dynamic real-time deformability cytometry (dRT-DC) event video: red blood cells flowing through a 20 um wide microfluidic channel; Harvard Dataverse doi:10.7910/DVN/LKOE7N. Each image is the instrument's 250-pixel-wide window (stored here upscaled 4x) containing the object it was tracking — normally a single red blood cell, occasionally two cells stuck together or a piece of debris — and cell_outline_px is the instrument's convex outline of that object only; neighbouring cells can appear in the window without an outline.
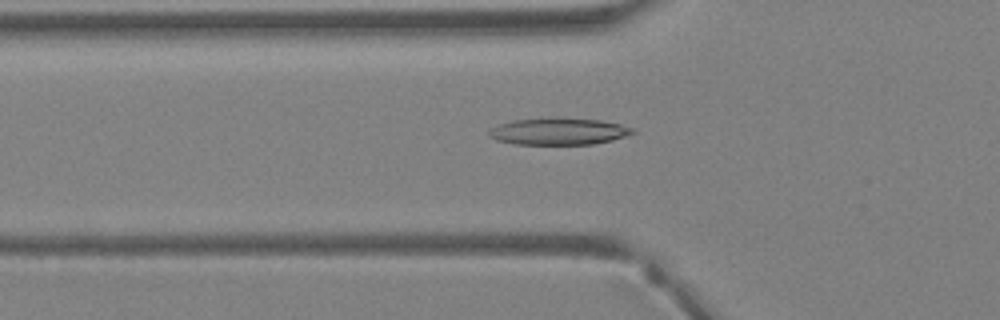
{"species": "Egyptian fruit bat (a non-hibernating species)", "species_latin": "Rousettus aegyptiacus", "temperature_condition": "warm", "stored_images_in_passage": 41, "camera_frame_rate_fps": 3000, "um_per_image_px": 0.085, "animal": {"sex": "female"}, "frame": {"image": 1, "passage_image": 15, "time_ms": 4.667, "image_size_px": [1000, 320], "cell_outline_px": [[636, 132], [612, 140], [592, 144], [516, 144], [496, 140], [488, 136], [488, 132], [492, 128], [500, 124], [512, 120], [548, 116], [556, 116], [600, 120], [620, 124], [636, 128]], "centroid_in_image_um": [47.48, 11.14], "position_along_channel_um": 78.3, "area_um2": 22.95}}
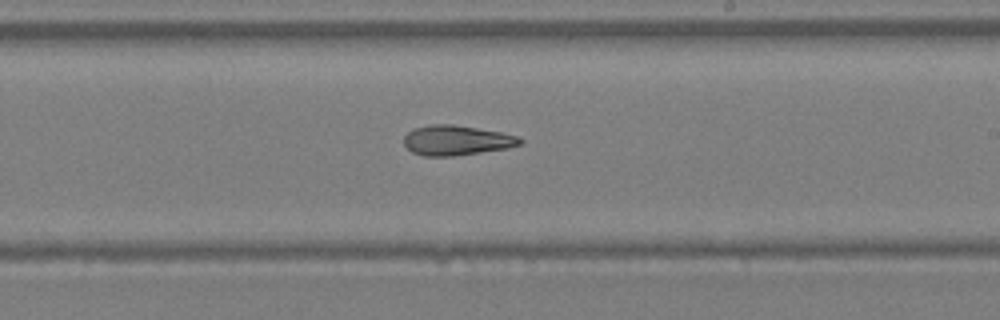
{"frame": {"image": 2, "passage_image": 25, "time_ms": 8.0, "image_size_px": [1000, 320], "cell_outline_px": [[524, 140], [520, 144], [504, 148], [480, 152], [452, 156], [424, 156], [412, 152], [404, 144], [404, 136], [412, 128], [432, 124], [452, 124], [500, 132], [516, 136]], "centroid_in_image_um": [38.74, 11.92], "position_along_channel_um": 250.3, "area_um2": 20.0}}
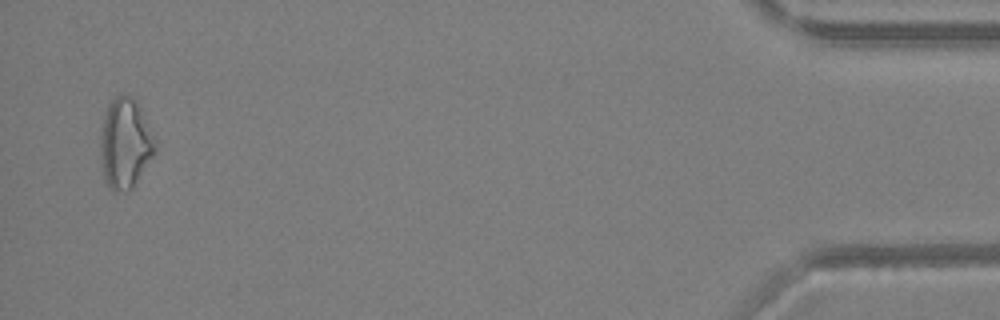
{"frame": {"image": 3, "passage_image": 40, "time_ms": 13.0, "image_size_px": [1000, 320], "cell_outline_px": [[156, 152], [132, 188], [128, 192], [112, 192], [104, 180], [100, 152], [100, 140], [104, 116], [108, 104], [116, 96], [124, 92], [132, 96], [140, 104], [156, 144]], "centroid_in_image_um": [10.64, 12.19], "position_along_channel_um": 424.6, "area_um2": 29.07}}